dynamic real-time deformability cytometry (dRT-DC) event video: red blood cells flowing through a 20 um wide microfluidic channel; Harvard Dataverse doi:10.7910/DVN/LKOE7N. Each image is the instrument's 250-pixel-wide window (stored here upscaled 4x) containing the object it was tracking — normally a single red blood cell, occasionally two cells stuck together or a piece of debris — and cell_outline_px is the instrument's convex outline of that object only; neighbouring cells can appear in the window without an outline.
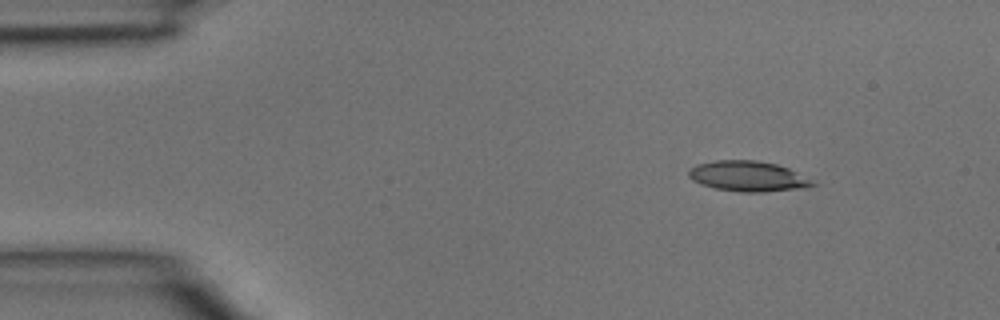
{"species": "common noctule bat (a hibernating species)", "species_latin": "Nyctalus noctula", "temperature_condition": "room temperature", "stored_images_in_passage": 3, "camera_frame_rate_fps": 3000, "um_per_image_px": 0.085, "animal": {"sex": "male", "body_mass_g": 15.6}, "frame": {"image": 1, "passage_image": 1, "time_ms": 0.0, "image_size_px": [1000, 320], "cell_outline_px": [[820, 184], [804, 188], [764, 192], [740, 192], [716, 188], [700, 184], [692, 180], [688, 176], [688, 168], [696, 164], [716, 160], [756, 160], [776, 164], [788, 168]], "centroid_in_image_um": [63.56, 14.98], "position_along_channel_um": 21.4, "area_um2": 22.08}}
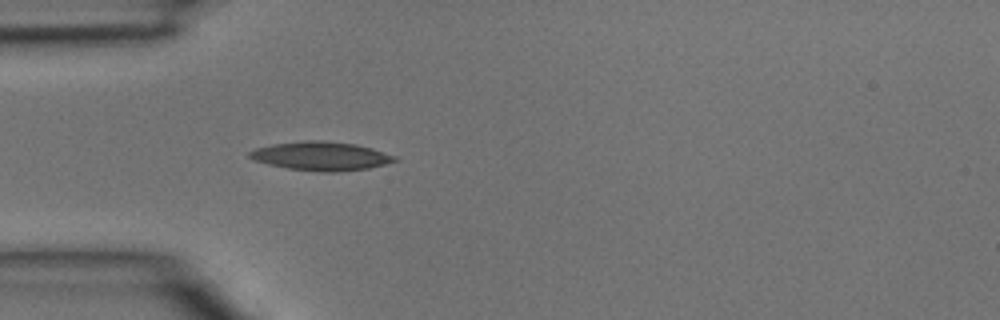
{"frame": {"image": 2, "passage_image": 3, "time_ms": 0.667, "image_size_px": [1000, 320], "cell_outline_px": [[400, 160], [368, 168], [336, 172], [320, 172], [288, 168], [268, 164], [256, 160], [248, 156], [248, 152], [256, 148], [272, 144], [308, 140], [320, 140], [356, 144], [372, 148], [396, 156]], "centroid_in_image_um": [27.31, 13.26], "position_along_channel_um": 57.7, "area_um2": 24.22}}